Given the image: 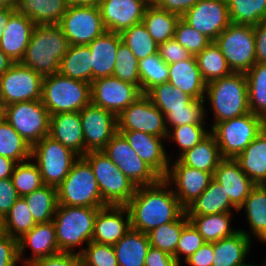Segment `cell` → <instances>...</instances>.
Here are the masks:
<instances>
[{
  "label": "cell",
  "instance_id": "obj_8",
  "mask_svg": "<svg viewBox=\"0 0 266 266\" xmlns=\"http://www.w3.org/2000/svg\"><path fill=\"white\" fill-rule=\"evenodd\" d=\"M83 158L93 170L103 201L111 206H125L137 187L102 151L87 152Z\"/></svg>",
  "mask_w": 266,
  "mask_h": 266
},
{
  "label": "cell",
  "instance_id": "obj_4",
  "mask_svg": "<svg viewBox=\"0 0 266 266\" xmlns=\"http://www.w3.org/2000/svg\"><path fill=\"white\" fill-rule=\"evenodd\" d=\"M101 208L58 205L53 223L60 252L80 254L82 246L88 244L93 236L94 223ZM76 247L81 250L76 251Z\"/></svg>",
  "mask_w": 266,
  "mask_h": 266
},
{
  "label": "cell",
  "instance_id": "obj_37",
  "mask_svg": "<svg viewBox=\"0 0 266 266\" xmlns=\"http://www.w3.org/2000/svg\"><path fill=\"white\" fill-rule=\"evenodd\" d=\"M189 222L202 235L205 242H215L233 235L239 230L231 227L233 213L211 215H187Z\"/></svg>",
  "mask_w": 266,
  "mask_h": 266
},
{
  "label": "cell",
  "instance_id": "obj_64",
  "mask_svg": "<svg viewBox=\"0 0 266 266\" xmlns=\"http://www.w3.org/2000/svg\"><path fill=\"white\" fill-rule=\"evenodd\" d=\"M16 164L12 159L0 156V180L11 178Z\"/></svg>",
  "mask_w": 266,
  "mask_h": 266
},
{
  "label": "cell",
  "instance_id": "obj_66",
  "mask_svg": "<svg viewBox=\"0 0 266 266\" xmlns=\"http://www.w3.org/2000/svg\"><path fill=\"white\" fill-rule=\"evenodd\" d=\"M15 62L0 50V75L4 74Z\"/></svg>",
  "mask_w": 266,
  "mask_h": 266
},
{
  "label": "cell",
  "instance_id": "obj_43",
  "mask_svg": "<svg viewBox=\"0 0 266 266\" xmlns=\"http://www.w3.org/2000/svg\"><path fill=\"white\" fill-rule=\"evenodd\" d=\"M31 151L32 146L0 116V156L20 163L31 159Z\"/></svg>",
  "mask_w": 266,
  "mask_h": 266
},
{
  "label": "cell",
  "instance_id": "obj_20",
  "mask_svg": "<svg viewBox=\"0 0 266 266\" xmlns=\"http://www.w3.org/2000/svg\"><path fill=\"white\" fill-rule=\"evenodd\" d=\"M99 8L107 31H122L142 22L146 5L142 0H100Z\"/></svg>",
  "mask_w": 266,
  "mask_h": 266
},
{
  "label": "cell",
  "instance_id": "obj_34",
  "mask_svg": "<svg viewBox=\"0 0 266 266\" xmlns=\"http://www.w3.org/2000/svg\"><path fill=\"white\" fill-rule=\"evenodd\" d=\"M183 165L210 172L212 175L224 159L215 137L210 133L204 140L192 149L186 150L177 158Z\"/></svg>",
  "mask_w": 266,
  "mask_h": 266
},
{
  "label": "cell",
  "instance_id": "obj_71",
  "mask_svg": "<svg viewBox=\"0 0 266 266\" xmlns=\"http://www.w3.org/2000/svg\"><path fill=\"white\" fill-rule=\"evenodd\" d=\"M146 5L152 6L155 5L157 0H142Z\"/></svg>",
  "mask_w": 266,
  "mask_h": 266
},
{
  "label": "cell",
  "instance_id": "obj_13",
  "mask_svg": "<svg viewBox=\"0 0 266 266\" xmlns=\"http://www.w3.org/2000/svg\"><path fill=\"white\" fill-rule=\"evenodd\" d=\"M58 25L70 45H88L107 31L98 5H69Z\"/></svg>",
  "mask_w": 266,
  "mask_h": 266
},
{
  "label": "cell",
  "instance_id": "obj_27",
  "mask_svg": "<svg viewBox=\"0 0 266 266\" xmlns=\"http://www.w3.org/2000/svg\"><path fill=\"white\" fill-rule=\"evenodd\" d=\"M121 41L120 33L106 31L88 44L92 53V81L112 76Z\"/></svg>",
  "mask_w": 266,
  "mask_h": 266
},
{
  "label": "cell",
  "instance_id": "obj_17",
  "mask_svg": "<svg viewBox=\"0 0 266 266\" xmlns=\"http://www.w3.org/2000/svg\"><path fill=\"white\" fill-rule=\"evenodd\" d=\"M79 113L84 134V155L90 151H102L117 133V116L92 103Z\"/></svg>",
  "mask_w": 266,
  "mask_h": 266
},
{
  "label": "cell",
  "instance_id": "obj_58",
  "mask_svg": "<svg viewBox=\"0 0 266 266\" xmlns=\"http://www.w3.org/2000/svg\"><path fill=\"white\" fill-rule=\"evenodd\" d=\"M27 266H82V262L78 254L60 252L53 256L34 260Z\"/></svg>",
  "mask_w": 266,
  "mask_h": 266
},
{
  "label": "cell",
  "instance_id": "obj_55",
  "mask_svg": "<svg viewBox=\"0 0 266 266\" xmlns=\"http://www.w3.org/2000/svg\"><path fill=\"white\" fill-rule=\"evenodd\" d=\"M205 243L202 235L189 222L181 232V236L176 245L175 259L181 265V260H186L195 253ZM181 256L183 259H181Z\"/></svg>",
  "mask_w": 266,
  "mask_h": 266
},
{
  "label": "cell",
  "instance_id": "obj_44",
  "mask_svg": "<svg viewBox=\"0 0 266 266\" xmlns=\"http://www.w3.org/2000/svg\"><path fill=\"white\" fill-rule=\"evenodd\" d=\"M230 22L255 26L266 21V0H227Z\"/></svg>",
  "mask_w": 266,
  "mask_h": 266
},
{
  "label": "cell",
  "instance_id": "obj_59",
  "mask_svg": "<svg viewBox=\"0 0 266 266\" xmlns=\"http://www.w3.org/2000/svg\"><path fill=\"white\" fill-rule=\"evenodd\" d=\"M11 178L0 180V216L3 218L9 212L14 203L19 199Z\"/></svg>",
  "mask_w": 266,
  "mask_h": 266
},
{
  "label": "cell",
  "instance_id": "obj_51",
  "mask_svg": "<svg viewBox=\"0 0 266 266\" xmlns=\"http://www.w3.org/2000/svg\"><path fill=\"white\" fill-rule=\"evenodd\" d=\"M204 99H194L189 105L188 110H179L169 112L165 115L166 127L170 128L179 125H206L205 119L208 117V111L205 108ZM171 126V127H170Z\"/></svg>",
  "mask_w": 266,
  "mask_h": 266
},
{
  "label": "cell",
  "instance_id": "obj_15",
  "mask_svg": "<svg viewBox=\"0 0 266 266\" xmlns=\"http://www.w3.org/2000/svg\"><path fill=\"white\" fill-rule=\"evenodd\" d=\"M143 93L137 85L113 76L91 82V103L118 116Z\"/></svg>",
  "mask_w": 266,
  "mask_h": 266
},
{
  "label": "cell",
  "instance_id": "obj_68",
  "mask_svg": "<svg viewBox=\"0 0 266 266\" xmlns=\"http://www.w3.org/2000/svg\"><path fill=\"white\" fill-rule=\"evenodd\" d=\"M15 0H0V7H14Z\"/></svg>",
  "mask_w": 266,
  "mask_h": 266
},
{
  "label": "cell",
  "instance_id": "obj_7",
  "mask_svg": "<svg viewBox=\"0 0 266 266\" xmlns=\"http://www.w3.org/2000/svg\"><path fill=\"white\" fill-rule=\"evenodd\" d=\"M266 121L252 112L215 123L210 133L215 137L223 158L234 159L264 130Z\"/></svg>",
  "mask_w": 266,
  "mask_h": 266
},
{
  "label": "cell",
  "instance_id": "obj_24",
  "mask_svg": "<svg viewBox=\"0 0 266 266\" xmlns=\"http://www.w3.org/2000/svg\"><path fill=\"white\" fill-rule=\"evenodd\" d=\"M213 179L224 189L229 200L239 208L256 185L232 158H224L213 173Z\"/></svg>",
  "mask_w": 266,
  "mask_h": 266
},
{
  "label": "cell",
  "instance_id": "obj_72",
  "mask_svg": "<svg viewBox=\"0 0 266 266\" xmlns=\"http://www.w3.org/2000/svg\"><path fill=\"white\" fill-rule=\"evenodd\" d=\"M266 243V240L265 241H262L261 243ZM262 266H266V257L264 258V261H263V263H262Z\"/></svg>",
  "mask_w": 266,
  "mask_h": 266
},
{
  "label": "cell",
  "instance_id": "obj_9",
  "mask_svg": "<svg viewBox=\"0 0 266 266\" xmlns=\"http://www.w3.org/2000/svg\"><path fill=\"white\" fill-rule=\"evenodd\" d=\"M78 158L75 152L49 135L32 146L31 159L35 160L44 185L58 187Z\"/></svg>",
  "mask_w": 266,
  "mask_h": 266
},
{
  "label": "cell",
  "instance_id": "obj_61",
  "mask_svg": "<svg viewBox=\"0 0 266 266\" xmlns=\"http://www.w3.org/2000/svg\"><path fill=\"white\" fill-rule=\"evenodd\" d=\"M145 266H182L170 254L161 249L150 247L148 249Z\"/></svg>",
  "mask_w": 266,
  "mask_h": 266
},
{
  "label": "cell",
  "instance_id": "obj_30",
  "mask_svg": "<svg viewBox=\"0 0 266 266\" xmlns=\"http://www.w3.org/2000/svg\"><path fill=\"white\" fill-rule=\"evenodd\" d=\"M252 240L241 230L214 242L212 266H243L252 247Z\"/></svg>",
  "mask_w": 266,
  "mask_h": 266
},
{
  "label": "cell",
  "instance_id": "obj_23",
  "mask_svg": "<svg viewBox=\"0 0 266 266\" xmlns=\"http://www.w3.org/2000/svg\"><path fill=\"white\" fill-rule=\"evenodd\" d=\"M31 250V256L24 258L26 249ZM19 260L27 266L34 260L60 253L56 240V228L53 223H37L29 232L18 239Z\"/></svg>",
  "mask_w": 266,
  "mask_h": 266
},
{
  "label": "cell",
  "instance_id": "obj_41",
  "mask_svg": "<svg viewBox=\"0 0 266 266\" xmlns=\"http://www.w3.org/2000/svg\"><path fill=\"white\" fill-rule=\"evenodd\" d=\"M195 57L202 79L206 84L233 73L214 41Z\"/></svg>",
  "mask_w": 266,
  "mask_h": 266
},
{
  "label": "cell",
  "instance_id": "obj_3",
  "mask_svg": "<svg viewBox=\"0 0 266 266\" xmlns=\"http://www.w3.org/2000/svg\"><path fill=\"white\" fill-rule=\"evenodd\" d=\"M210 102L215 123L242 116L250 112L248 86L245 73L233 72L206 84L204 101Z\"/></svg>",
  "mask_w": 266,
  "mask_h": 266
},
{
  "label": "cell",
  "instance_id": "obj_70",
  "mask_svg": "<svg viewBox=\"0 0 266 266\" xmlns=\"http://www.w3.org/2000/svg\"><path fill=\"white\" fill-rule=\"evenodd\" d=\"M4 234H5V231H4V220H3V217L0 216V237L2 235H4Z\"/></svg>",
  "mask_w": 266,
  "mask_h": 266
},
{
  "label": "cell",
  "instance_id": "obj_36",
  "mask_svg": "<svg viewBox=\"0 0 266 266\" xmlns=\"http://www.w3.org/2000/svg\"><path fill=\"white\" fill-rule=\"evenodd\" d=\"M91 50L88 45H70L59 64V73L86 83L92 82Z\"/></svg>",
  "mask_w": 266,
  "mask_h": 266
},
{
  "label": "cell",
  "instance_id": "obj_53",
  "mask_svg": "<svg viewBox=\"0 0 266 266\" xmlns=\"http://www.w3.org/2000/svg\"><path fill=\"white\" fill-rule=\"evenodd\" d=\"M174 39L192 56L199 54L212 42L211 39L192 28L182 18L176 24Z\"/></svg>",
  "mask_w": 266,
  "mask_h": 266
},
{
  "label": "cell",
  "instance_id": "obj_18",
  "mask_svg": "<svg viewBox=\"0 0 266 266\" xmlns=\"http://www.w3.org/2000/svg\"><path fill=\"white\" fill-rule=\"evenodd\" d=\"M175 159L170 160L168 173L163 179L174 187H172L174 194L186 209L207 189L213 175L183 165L177 158Z\"/></svg>",
  "mask_w": 266,
  "mask_h": 266
},
{
  "label": "cell",
  "instance_id": "obj_31",
  "mask_svg": "<svg viewBox=\"0 0 266 266\" xmlns=\"http://www.w3.org/2000/svg\"><path fill=\"white\" fill-rule=\"evenodd\" d=\"M234 160L256 185H266V127Z\"/></svg>",
  "mask_w": 266,
  "mask_h": 266
},
{
  "label": "cell",
  "instance_id": "obj_56",
  "mask_svg": "<svg viewBox=\"0 0 266 266\" xmlns=\"http://www.w3.org/2000/svg\"><path fill=\"white\" fill-rule=\"evenodd\" d=\"M159 57L168 65L188 60L192 55L182 47L174 38L158 44Z\"/></svg>",
  "mask_w": 266,
  "mask_h": 266
},
{
  "label": "cell",
  "instance_id": "obj_46",
  "mask_svg": "<svg viewBox=\"0 0 266 266\" xmlns=\"http://www.w3.org/2000/svg\"><path fill=\"white\" fill-rule=\"evenodd\" d=\"M3 220L5 233L17 240L37 224L23 197L17 199Z\"/></svg>",
  "mask_w": 266,
  "mask_h": 266
},
{
  "label": "cell",
  "instance_id": "obj_35",
  "mask_svg": "<svg viewBox=\"0 0 266 266\" xmlns=\"http://www.w3.org/2000/svg\"><path fill=\"white\" fill-rule=\"evenodd\" d=\"M238 208L229 200L223 187L213 178L207 189L186 208L187 215H211L229 213Z\"/></svg>",
  "mask_w": 266,
  "mask_h": 266
},
{
  "label": "cell",
  "instance_id": "obj_5",
  "mask_svg": "<svg viewBox=\"0 0 266 266\" xmlns=\"http://www.w3.org/2000/svg\"><path fill=\"white\" fill-rule=\"evenodd\" d=\"M41 102L50 116L80 112L91 103V84L54 73L43 78Z\"/></svg>",
  "mask_w": 266,
  "mask_h": 266
},
{
  "label": "cell",
  "instance_id": "obj_67",
  "mask_svg": "<svg viewBox=\"0 0 266 266\" xmlns=\"http://www.w3.org/2000/svg\"><path fill=\"white\" fill-rule=\"evenodd\" d=\"M69 5H86L95 6L99 5L100 0H67Z\"/></svg>",
  "mask_w": 266,
  "mask_h": 266
},
{
  "label": "cell",
  "instance_id": "obj_38",
  "mask_svg": "<svg viewBox=\"0 0 266 266\" xmlns=\"http://www.w3.org/2000/svg\"><path fill=\"white\" fill-rule=\"evenodd\" d=\"M179 19L178 15L152 5L146 7L142 22L153 40L159 44L174 38Z\"/></svg>",
  "mask_w": 266,
  "mask_h": 266
},
{
  "label": "cell",
  "instance_id": "obj_6",
  "mask_svg": "<svg viewBox=\"0 0 266 266\" xmlns=\"http://www.w3.org/2000/svg\"><path fill=\"white\" fill-rule=\"evenodd\" d=\"M58 204L103 208L108 206L102 199L98 182L90 164L79 157L63 182L57 187Z\"/></svg>",
  "mask_w": 266,
  "mask_h": 266
},
{
  "label": "cell",
  "instance_id": "obj_57",
  "mask_svg": "<svg viewBox=\"0 0 266 266\" xmlns=\"http://www.w3.org/2000/svg\"><path fill=\"white\" fill-rule=\"evenodd\" d=\"M18 240L4 234L0 237V266H18Z\"/></svg>",
  "mask_w": 266,
  "mask_h": 266
},
{
  "label": "cell",
  "instance_id": "obj_2",
  "mask_svg": "<svg viewBox=\"0 0 266 266\" xmlns=\"http://www.w3.org/2000/svg\"><path fill=\"white\" fill-rule=\"evenodd\" d=\"M70 44L62 28L56 25H36L21 64L47 77L59 71V64Z\"/></svg>",
  "mask_w": 266,
  "mask_h": 266
},
{
  "label": "cell",
  "instance_id": "obj_60",
  "mask_svg": "<svg viewBox=\"0 0 266 266\" xmlns=\"http://www.w3.org/2000/svg\"><path fill=\"white\" fill-rule=\"evenodd\" d=\"M214 242H205L195 253L184 262L188 266H212L214 260Z\"/></svg>",
  "mask_w": 266,
  "mask_h": 266
},
{
  "label": "cell",
  "instance_id": "obj_40",
  "mask_svg": "<svg viewBox=\"0 0 266 266\" xmlns=\"http://www.w3.org/2000/svg\"><path fill=\"white\" fill-rule=\"evenodd\" d=\"M146 95L164 115L173 111L188 110V105L194 100L169 82L156 85Z\"/></svg>",
  "mask_w": 266,
  "mask_h": 266
},
{
  "label": "cell",
  "instance_id": "obj_39",
  "mask_svg": "<svg viewBox=\"0 0 266 266\" xmlns=\"http://www.w3.org/2000/svg\"><path fill=\"white\" fill-rule=\"evenodd\" d=\"M36 223L53 221L58 207L57 187L44 185L23 197Z\"/></svg>",
  "mask_w": 266,
  "mask_h": 266
},
{
  "label": "cell",
  "instance_id": "obj_1",
  "mask_svg": "<svg viewBox=\"0 0 266 266\" xmlns=\"http://www.w3.org/2000/svg\"><path fill=\"white\" fill-rule=\"evenodd\" d=\"M130 214L131 228L149 233L162 224L178 220L186 209L163 178L156 184L139 186L125 205Z\"/></svg>",
  "mask_w": 266,
  "mask_h": 266
},
{
  "label": "cell",
  "instance_id": "obj_16",
  "mask_svg": "<svg viewBox=\"0 0 266 266\" xmlns=\"http://www.w3.org/2000/svg\"><path fill=\"white\" fill-rule=\"evenodd\" d=\"M1 79L4 106L41 100L43 77L20 62L14 63Z\"/></svg>",
  "mask_w": 266,
  "mask_h": 266
},
{
  "label": "cell",
  "instance_id": "obj_14",
  "mask_svg": "<svg viewBox=\"0 0 266 266\" xmlns=\"http://www.w3.org/2000/svg\"><path fill=\"white\" fill-rule=\"evenodd\" d=\"M117 131H141L167 139L165 115L142 94L117 116Z\"/></svg>",
  "mask_w": 266,
  "mask_h": 266
},
{
  "label": "cell",
  "instance_id": "obj_11",
  "mask_svg": "<svg viewBox=\"0 0 266 266\" xmlns=\"http://www.w3.org/2000/svg\"><path fill=\"white\" fill-rule=\"evenodd\" d=\"M1 116L30 146L49 135L50 115L41 100L4 106Z\"/></svg>",
  "mask_w": 266,
  "mask_h": 266
},
{
  "label": "cell",
  "instance_id": "obj_28",
  "mask_svg": "<svg viewBox=\"0 0 266 266\" xmlns=\"http://www.w3.org/2000/svg\"><path fill=\"white\" fill-rule=\"evenodd\" d=\"M168 67L169 83L194 99H204L206 83L202 79L195 56L188 60L171 63Z\"/></svg>",
  "mask_w": 266,
  "mask_h": 266
},
{
  "label": "cell",
  "instance_id": "obj_32",
  "mask_svg": "<svg viewBox=\"0 0 266 266\" xmlns=\"http://www.w3.org/2000/svg\"><path fill=\"white\" fill-rule=\"evenodd\" d=\"M244 209L250 230L239 229L250 239L251 234L258 241L266 240V185H255L244 203L238 208V212Z\"/></svg>",
  "mask_w": 266,
  "mask_h": 266
},
{
  "label": "cell",
  "instance_id": "obj_45",
  "mask_svg": "<svg viewBox=\"0 0 266 266\" xmlns=\"http://www.w3.org/2000/svg\"><path fill=\"white\" fill-rule=\"evenodd\" d=\"M189 223L186 212L176 221L162 224L151 230L148 234L150 245L161 249L175 258L177 242L182 229Z\"/></svg>",
  "mask_w": 266,
  "mask_h": 266
},
{
  "label": "cell",
  "instance_id": "obj_54",
  "mask_svg": "<svg viewBox=\"0 0 266 266\" xmlns=\"http://www.w3.org/2000/svg\"><path fill=\"white\" fill-rule=\"evenodd\" d=\"M79 254L82 266H119L113 245L90 241Z\"/></svg>",
  "mask_w": 266,
  "mask_h": 266
},
{
  "label": "cell",
  "instance_id": "obj_19",
  "mask_svg": "<svg viewBox=\"0 0 266 266\" xmlns=\"http://www.w3.org/2000/svg\"><path fill=\"white\" fill-rule=\"evenodd\" d=\"M181 18L212 41L231 23L227 0H199Z\"/></svg>",
  "mask_w": 266,
  "mask_h": 266
},
{
  "label": "cell",
  "instance_id": "obj_49",
  "mask_svg": "<svg viewBox=\"0 0 266 266\" xmlns=\"http://www.w3.org/2000/svg\"><path fill=\"white\" fill-rule=\"evenodd\" d=\"M32 161V159H29L17 163L11 176L12 183L19 197L29 195L34 190L44 186L39 168Z\"/></svg>",
  "mask_w": 266,
  "mask_h": 266
},
{
  "label": "cell",
  "instance_id": "obj_62",
  "mask_svg": "<svg viewBox=\"0 0 266 266\" xmlns=\"http://www.w3.org/2000/svg\"><path fill=\"white\" fill-rule=\"evenodd\" d=\"M199 0H157L155 6L178 15L180 18Z\"/></svg>",
  "mask_w": 266,
  "mask_h": 266
},
{
  "label": "cell",
  "instance_id": "obj_65",
  "mask_svg": "<svg viewBox=\"0 0 266 266\" xmlns=\"http://www.w3.org/2000/svg\"><path fill=\"white\" fill-rule=\"evenodd\" d=\"M13 12V7H0V39Z\"/></svg>",
  "mask_w": 266,
  "mask_h": 266
},
{
  "label": "cell",
  "instance_id": "obj_47",
  "mask_svg": "<svg viewBox=\"0 0 266 266\" xmlns=\"http://www.w3.org/2000/svg\"><path fill=\"white\" fill-rule=\"evenodd\" d=\"M120 36L122 42L130 48L138 60L158 52V44L150 36L143 22L122 31Z\"/></svg>",
  "mask_w": 266,
  "mask_h": 266
},
{
  "label": "cell",
  "instance_id": "obj_29",
  "mask_svg": "<svg viewBox=\"0 0 266 266\" xmlns=\"http://www.w3.org/2000/svg\"><path fill=\"white\" fill-rule=\"evenodd\" d=\"M69 4L67 0H15L14 11L27 16L35 25H56Z\"/></svg>",
  "mask_w": 266,
  "mask_h": 266
},
{
  "label": "cell",
  "instance_id": "obj_42",
  "mask_svg": "<svg viewBox=\"0 0 266 266\" xmlns=\"http://www.w3.org/2000/svg\"><path fill=\"white\" fill-rule=\"evenodd\" d=\"M245 75L249 110L266 121V64L255 63Z\"/></svg>",
  "mask_w": 266,
  "mask_h": 266
},
{
  "label": "cell",
  "instance_id": "obj_73",
  "mask_svg": "<svg viewBox=\"0 0 266 266\" xmlns=\"http://www.w3.org/2000/svg\"><path fill=\"white\" fill-rule=\"evenodd\" d=\"M243 266H257V264L255 265V264H253V263L251 264V263L248 262L247 264H245V265H243Z\"/></svg>",
  "mask_w": 266,
  "mask_h": 266
},
{
  "label": "cell",
  "instance_id": "obj_50",
  "mask_svg": "<svg viewBox=\"0 0 266 266\" xmlns=\"http://www.w3.org/2000/svg\"><path fill=\"white\" fill-rule=\"evenodd\" d=\"M112 76L140 88L139 60L122 41L119 43Z\"/></svg>",
  "mask_w": 266,
  "mask_h": 266
},
{
  "label": "cell",
  "instance_id": "obj_21",
  "mask_svg": "<svg viewBox=\"0 0 266 266\" xmlns=\"http://www.w3.org/2000/svg\"><path fill=\"white\" fill-rule=\"evenodd\" d=\"M117 132L124 136L136 154L162 178L167 175L172 157L166 152V139L141 131Z\"/></svg>",
  "mask_w": 266,
  "mask_h": 266
},
{
  "label": "cell",
  "instance_id": "obj_52",
  "mask_svg": "<svg viewBox=\"0 0 266 266\" xmlns=\"http://www.w3.org/2000/svg\"><path fill=\"white\" fill-rule=\"evenodd\" d=\"M205 126L188 124L170 128L167 139L177 143L181 151L177 158L186 150L192 149L210 134V130L206 129L207 126Z\"/></svg>",
  "mask_w": 266,
  "mask_h": 266
},
{
  "label": "cell",
  "instance_id": "obj_10",
  "mask_svg": "<svg viewBox=\"0 0 266 266\" xmlns=\"http://www.w3.org/2000/svg\"><path fill=\"white\" fill-rule=\"evenodd\" d=\"M214 42L232 72L246 73L256 63L253 26L230 23Z\"/></svg>",
  "mask_w": 266,
  "mask_h": 266
},
{
  "label": "cell",
  "instance_id": "obj_26",
  "mask_svg": "<svg viewBox=\"0 0 266 266\" xmlns=\"http://www.w3.org/2000/svg\"><path fill=\"white\" fill-rule=\"evenodd\" d=\"M49 136L84 156V134L79 112L58 113L50 116Z\"/></svg>",
  "mask_w": 266,
  "mask_h": 266
},
{
  "label": "cell",
  "instance_id": "obj_12",
  "mask_svg": "<svg viewBox=\"0 0 266 266\" xmlns=\"http://www.w3.org/2000/svg\"><path fill=\"white\" fill-rule=\"evenodd\" d=\"M102 152L136 187L153 185L162 179L151 166L136 154L119 132L112 137Z\"/></svg>",
  "mask_w": 266,
  "mask_h": 266
},
{
  "label": "cell",
  "instance_id": "obj_25",
  "mask_svg": "<svg viewBox=\"0 0 266 266\" xmlns=\"http://www.w3.org/2000/svg\"><path fill=\"white\" fill-rule=\"evenodd\" d=\"M35 26L27 16H22L14 11L10 15L0 39V50L15 63L21 62Z\"/></svg>",
  "mask_w": 266,
  "mask_h": 266
},
{
  "label": "cell",
  "instance_id": "obj_69",
  "mask_svg": "<svg viewBox=\"0 0 266 266\" xmlns=\"http://www.w3.org/2000/svg\"><path fill=\"white\" fill-rule=\"evenodd\" d=\"M4 109V100H3V94H2V79L0 75V114H2Z\"/></svg>",
  "mask_w": 266,
  "mask_h": 266
},
{
  "label": "cell",
  "instance_id": "obj_22",
  "mask_svg": "<svg viewBox=\"0 0 266 266\" xmlns=\"http://www.w3.org/2000/svg\"><path fill=\"white\" fill-rule=\"evenodd\" d=\"M130 228L128 208L126 206L108 205L97 212L91 241L114 245Z\"/></svg>",
  "mask_w": 266,
  "mask_h": 266
},
{
  "label": "cell",
  "instance_id": "obj_63",
  "mask_svg": "<svg viewBox=\"0 0 266 266\" xmlns=\"http://www.w3.org/2000/svg\"><path fill=\"white\" fill-rule=\"evenodd\" d=\"M255 36L256 63L266 64V21L253 26Z\"/></svg>",
  "mask_w": 266,
  "mask_h": 266
},
{
  "label": "cell",
  "instance_id": "obj_33",
  "mask_svg": "<svg viewBox=\"0 0 266 266\" xmlns=\"http://www.w3.org/2000/svg\"><path fill=\"white\" fill-rule=\"evenodd\" d=\"M113 247L119 266H145L151 245L148 234L130 228Z\"/></svg>",
  "mask_w": 266,
  "mask_h": 266
},
{
  "label": "cell",
  "instance_id": "obj_48",
  "mask_svg": "<svg viewBox=\"0 0 266 266\" xmlns=\"http://www.w3.org/2000/svg\"><path fill=\"white\" fill-rule=\"evenodd\" d=\"M140 90L146 94L156 85L168 82L169 67L158 52L139 60Z\"/></svg>",
  "mask_w": 266,
  "mask_h": 266
}]
</instances>
